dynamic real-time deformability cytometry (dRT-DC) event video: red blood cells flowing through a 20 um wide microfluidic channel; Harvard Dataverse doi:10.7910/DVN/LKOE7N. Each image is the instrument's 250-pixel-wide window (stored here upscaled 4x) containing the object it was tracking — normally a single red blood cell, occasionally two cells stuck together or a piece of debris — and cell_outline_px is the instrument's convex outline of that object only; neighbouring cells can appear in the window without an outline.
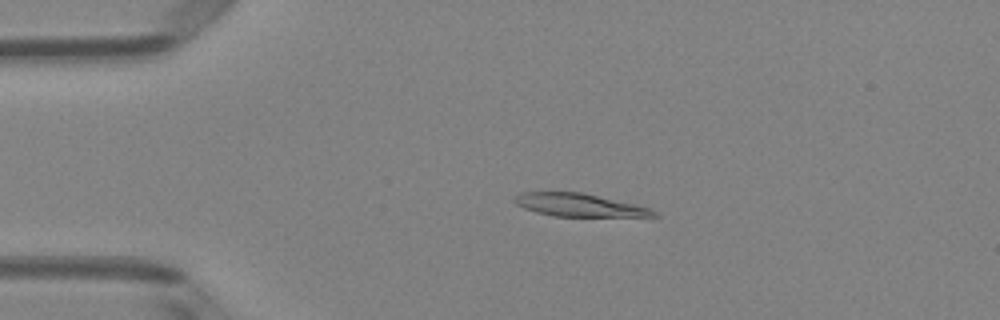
{"species": "Egyptian fruit bat (a non-hibernating species)", "species_latin": "Rousettus aegyptiacus", "temperature_condition": "room temperature", "stored_images_in_passage": 50, "camera_frame_rate_fps": 3000, "um_per_image_px": 0.085, "animal": {"sex": "female"}, "frame": {"image": 1, "passage_image": 11, "time_ms": 3.333, "image_size_px": [1000, 320], "cell_outline_px": [[660, 216], [552, 216], [536, 212], [524, 208], [516, 204], [512, 200], [512, 196], [520, 192], [584, 192], [652, 208]], "centroid_in_image_um": [49.19, 17.41], "position_along_channel_um": 35.8, "area_um2": 18.73}}
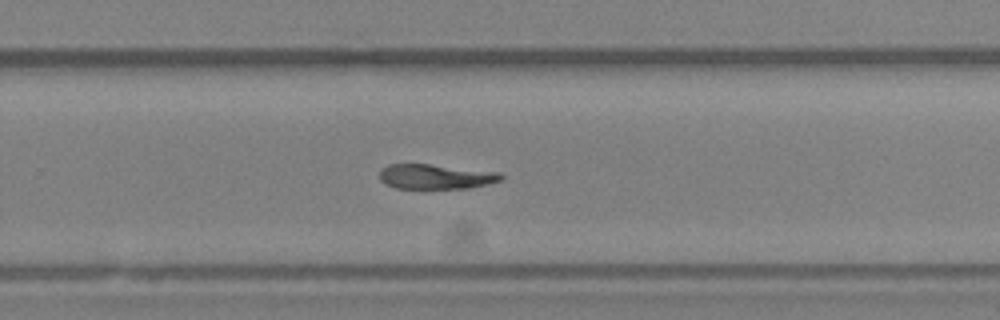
{"frame": {"image": 2, "passage_image": 33, "time_ms": 10.667, "image_size_px": [1000, 320], "cell_outline_px": [[504, 180], [488, 184], [468, 188], [396, 188], [380, 180], [380, 172], [388, 164], [428, 164], [500, 172], [504, 176]], "centroid_in_image_um": [37.09, 15.01], "position_along_channel_um": 292.7, "area_um2": 17.46}}
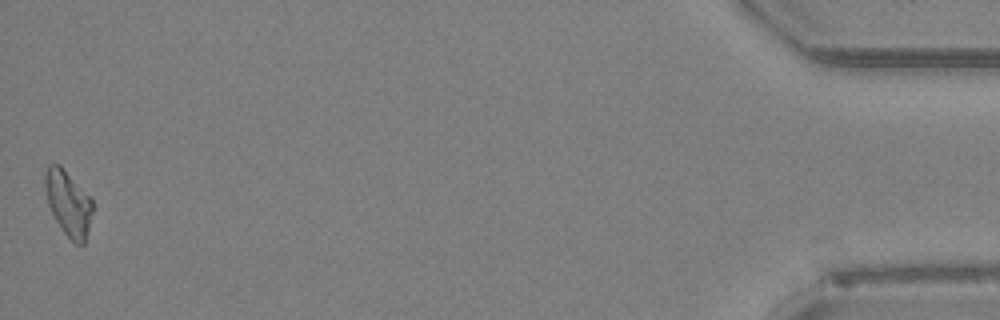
{"frame": {"image": 3, "passage_image": 50, "time_ms": 16.333, "image_size_px": [1000, 320], "cell_outline_px": [[92, 212], [84, 244], [76, 244], [64, 232], [56, 220], [48, 204], [44, 188], [44, 172], [48, 164], [60, 164], [92, 196]], "centroid_in_image_um": [5.8, 17.2], "position_along_channel_um": 429.4, "area_um2": 18.21}}